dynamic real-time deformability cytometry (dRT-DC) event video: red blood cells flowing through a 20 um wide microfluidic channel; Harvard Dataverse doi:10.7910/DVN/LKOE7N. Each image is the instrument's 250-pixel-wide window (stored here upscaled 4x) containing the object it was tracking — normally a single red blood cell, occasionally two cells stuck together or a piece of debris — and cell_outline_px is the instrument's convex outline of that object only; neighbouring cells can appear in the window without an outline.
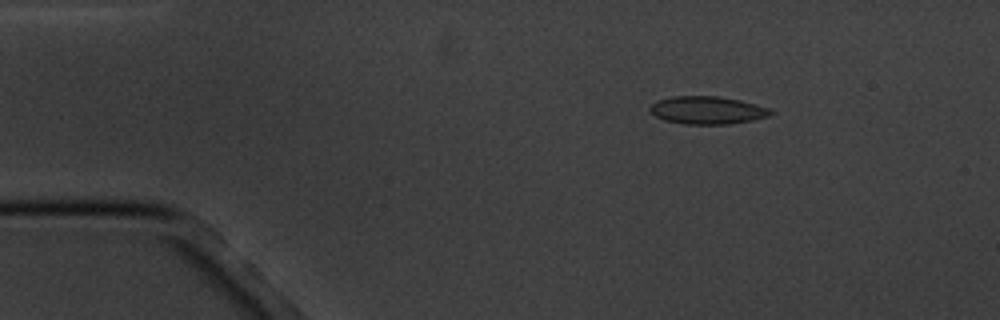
{"species": "common noctule bat (a hibernating species)", "species_latin": "Nyctalus noctula", "temperature_condition": "cold", "stored_images_in_passage": 4, "camera_frame_rate_fps": 3000, "um_per_image_px": 0.085, "animal": {"sex": "male", "body_mass_g": 20.1, "forearm_length_mm": 53.5}, "frame": {"image": 1, "passage_image": 1, "time_ms": 0.0, "image_size_px": [1000, 320], "cell_outline_px": [[776, 112], [768, 116], [752, 120], [732, 124], [684, 124], [664, 120], [656, 116], [648, 108], [652, 104], [660, 100], [672, 96], [716, 96], [740, 100], [756, 104], [768, 108]], "centroid_in_image_um": [60.15, 9.37], "position_along_channel_um": 24.9, "area_um2": 19.48}}
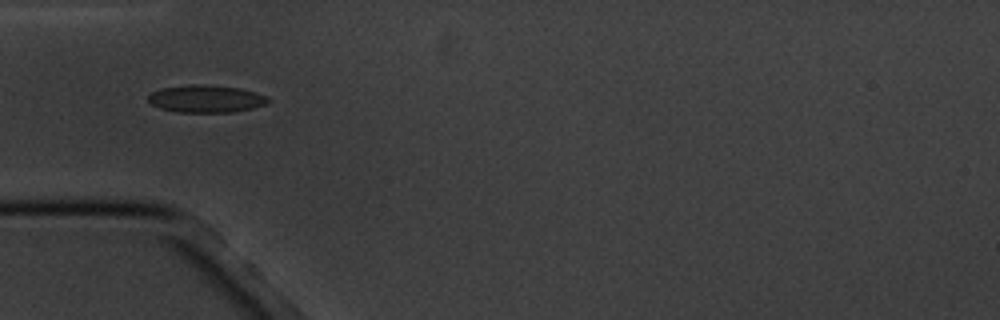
{"frame": {"image": 2, "passage_image": 3, "time_ms": 3.0, "image_size_px": [1000, 320], "cell_outline_px": [[272, 100], [264, 104], [252, 108], [236, 112], [176, 112], [160, 108], [152, 104], [148, 100], [148, 96], [152, 92], [160, 88], [192, 84], [204, 84], [240, 88], [256, 92], [268, 96]], "centroid_in_image_um": [17.53, 8.39], "position_along_channel_um": 67.5, "area_um2": 19.31}}
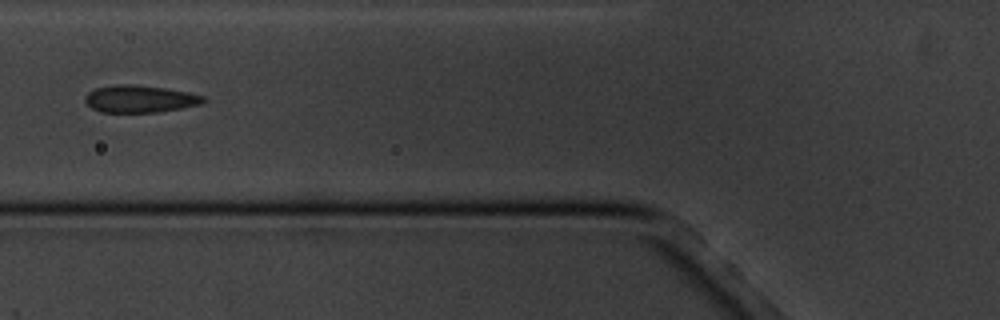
{"frame": {"image": 3, "passage_image": 4, "time_ms": 4.333, "image_size_px": [1000, 320], "cell_outline_px": [[208, 100], [200, 104], [160, 112], [100, 112], [92, 108], [84, 100], [84, 96], [88, 92], [96, 88], [116, 84], [132, 84], [164, 88], [188, 92], [204, 96]], "centroid_in_image_um": [11.88, 8.4], "position_along_channel_um": 113.9, "area_um2": 18.79}}